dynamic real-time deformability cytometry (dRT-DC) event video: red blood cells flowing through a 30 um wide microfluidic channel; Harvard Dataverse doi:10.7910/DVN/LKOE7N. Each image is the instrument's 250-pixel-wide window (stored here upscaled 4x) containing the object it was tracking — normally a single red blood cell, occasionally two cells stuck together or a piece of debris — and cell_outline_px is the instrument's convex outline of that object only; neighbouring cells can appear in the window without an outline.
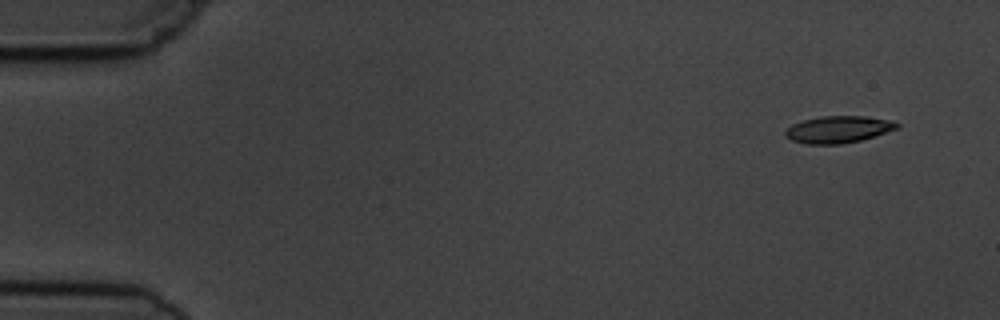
{"species": "common noctule bat (a hibernating species)", "species_latin": "Nyctalus noctula", "temperature_condition": "cold", "stored_images_in_passage": 9, "camera_frame_rate_fps": 3000, "um_per_image_px": 0.085, "animal": {"sex": "male", "body_mass_g": 19.5, "forearm_length_mm": 54.6}, "frame": {"image": 1, "passage_image": 1, "time_ms": 0.0, "image_size_px": [1000, 320], "cell_outline_px": [[900, 128], [860, 140], [840, 144], [804, 144], [792, 140], [784, 136], [784, 132], [792, 124], [804, 120], [820, 116], [864, 116], [888, 120], [900, 124]], "centroid_in_image_um": [71.23, 11.0], "position_along_channel_um": 13.8, "area_um2": 17.46}}
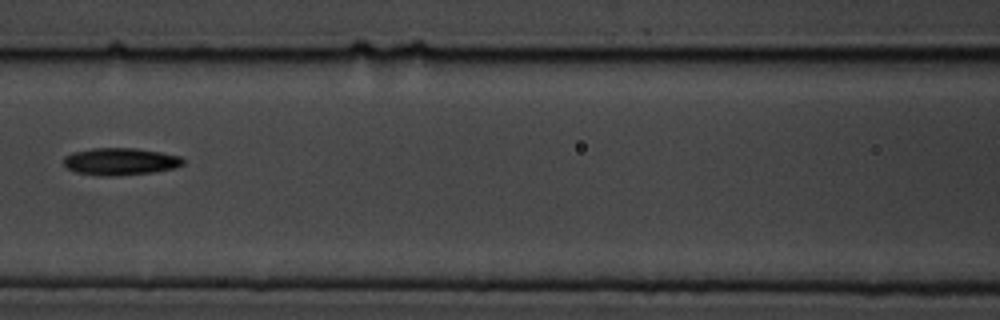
{"frame": {"image": 2, "passage_image": 7, "time_ms": 7.0, "image_size_px": [1000, 320], "cell_outline_px": [[184, 164], [176, 168], [152, 172], [116, 176], [100, 176], [76, 172], [68, 168], [64, 164], [64, 156], [72, 152], [92, 148], [136, 148], [160, 152], [180, 156], [184, 160]], "centroid_in_image_um": [10.23, 13.73], "position_along_channel_um": 156.4, "area_um2": 19.02}}
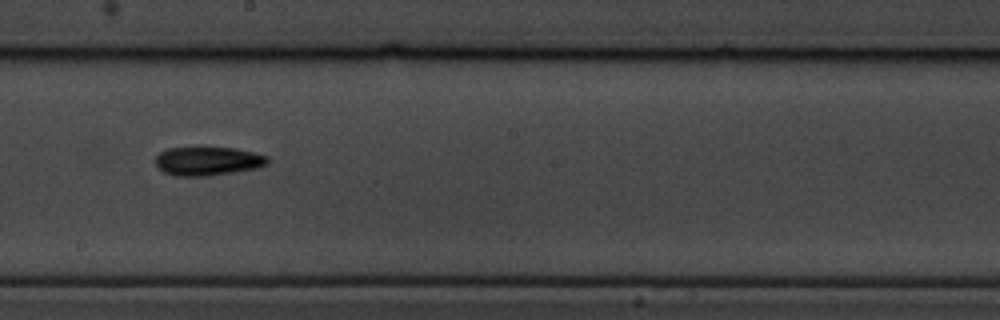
{"frame": {"image": 3, "passage_image": 9, "time_ms": 9.0, "image_size_px": [1000, 320], "cell_outline_px": [[268, 164], [260, 168], [208, 176], [176, 176], [164, 172], [156, 164], [156, 156], [160, 152], [168, 148], [236, 148], [268, 156]], "centroid_in_image_um": [17.7, 13.7], "position_along_channel_um": 230.5, "area_um2": 18.73}}